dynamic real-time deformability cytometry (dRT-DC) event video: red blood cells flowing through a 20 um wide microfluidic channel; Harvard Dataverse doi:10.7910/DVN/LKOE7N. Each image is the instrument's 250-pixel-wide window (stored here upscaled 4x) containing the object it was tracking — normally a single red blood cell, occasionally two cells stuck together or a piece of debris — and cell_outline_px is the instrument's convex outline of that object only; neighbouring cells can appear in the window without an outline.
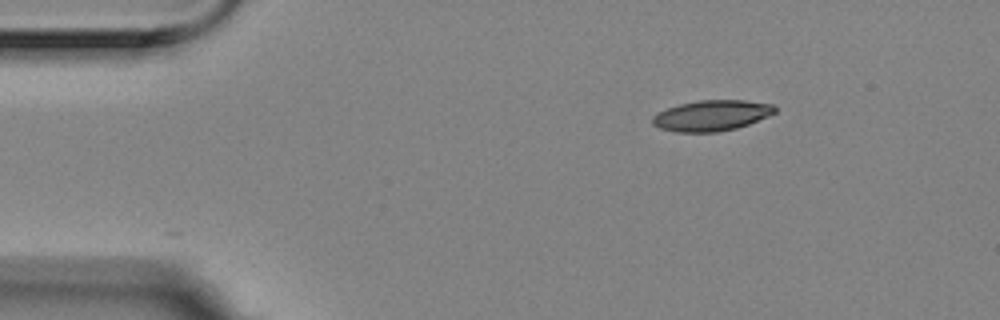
{"species": "Egyptian fruit bat (a non-hibernating species)", "species_latin": "Rousettus aegyptiacus", "temperature_condition": "room temperature", "stored_images_in_passage": 2, "camera_frame_rate_fps": 3000, "um_per_image_px": 0.085, "animal": {"sex": "female"}, "frame": {"image": 1, "passage_image": 1, "time_ms": 0.0, "image_size_px": [1000, 320], "cell_outline_px": [[776, 112], [768, 116], [748, 124], [736, 128], [716, 132], [676, 132], [660, 128], [652, 124], [652, 116], [656, 112], [680, 104], [700, 100], [744, 100], [772, 104], [776, 108]], "centroid_in_image_um": [60.46, 9.82], "position_along_channel_um": 24.5, "area_um2": 21.85}}